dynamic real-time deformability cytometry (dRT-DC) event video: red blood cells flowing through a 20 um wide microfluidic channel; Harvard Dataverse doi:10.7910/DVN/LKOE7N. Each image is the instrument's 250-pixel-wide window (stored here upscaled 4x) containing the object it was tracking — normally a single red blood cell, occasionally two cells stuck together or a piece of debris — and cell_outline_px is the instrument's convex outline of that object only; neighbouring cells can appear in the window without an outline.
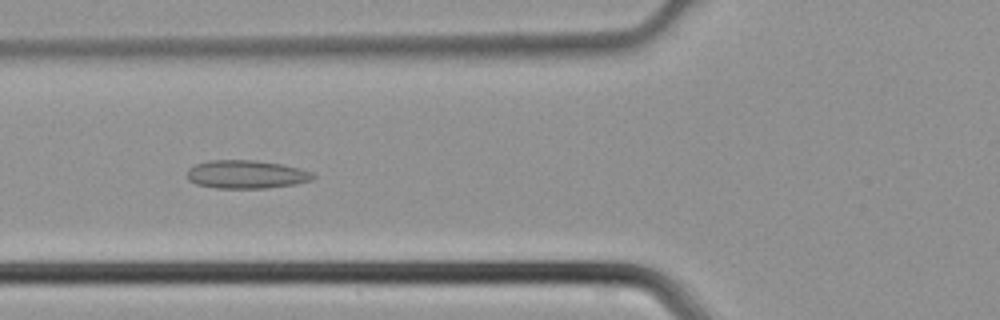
{"species": "common noctule bat (a hibernating species)", "species_latin": "Nyctalus noctula", "temperature_condition": "cold", "stored_images_in_passage": 35, "camera_frame_rate_fps": 3000, "um_per_image_px": 0.085, "animal": {"sex": "male", "body_mass_g": 21.5, "forearm_length_mm": 52.0}, "frame": {"image": 1, "passage_image": 8, "time_ms": 2.333, "image_size_px": [1000, 320], "cell_outline_px": [[316, 176], [312, 180], [296, 184], [268, 188], [216, 188], [196, 184], [188, 180], [188, 168], [196, 164], [208, 160], [256, 160], [280, 164], [300, 168], [312, 172]], "centroid_in_image_um": [20.95, 14.82], "position_along_channel_um": 104.9, "area_um2": 20.87}}
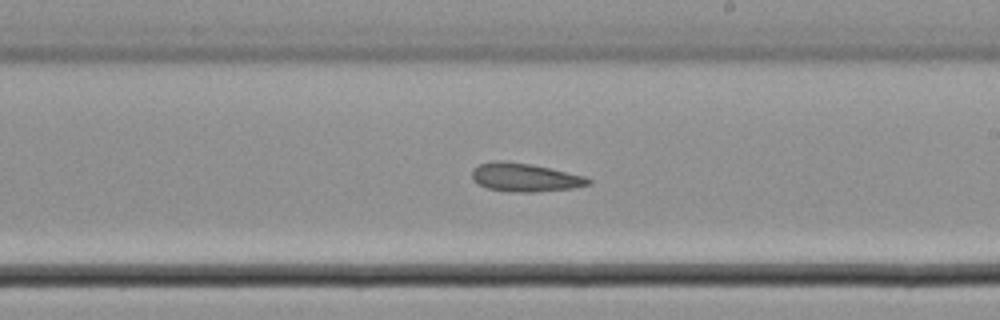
{"frame": {"image": 2, "passage_image": 17, "time_ms": 5.333, "image_size_px": [1000, 320], "cell_outline_px": [[592, 184], [572, 188], [536, 192], [516, 192], [488, 188], [472, 180], [472, 168], [480, 164], [496, 160], [504, 160], [532, 164], [584, 176], [592, 180]], "centroid_in_image_um": [44.61, 15.07], "position_along_channel_um": 244.4, "area_um2": 19.25}}
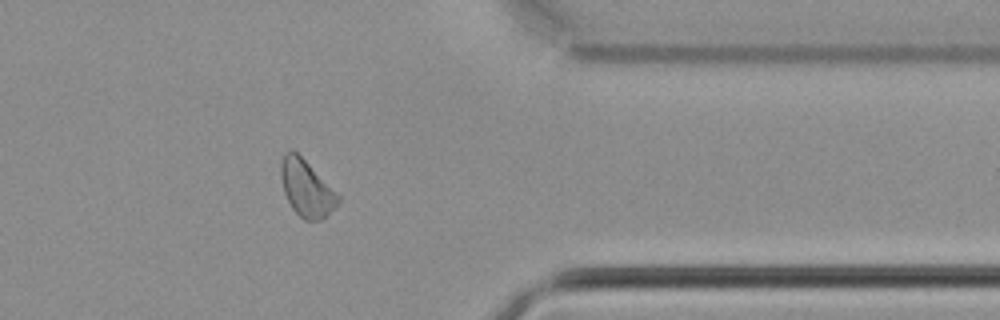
{"frame": {"image": 3, "passage_image": 27, "time_ms": 8.667, "image_size_px": [1000, 320], "cell_outline_px": [[340, 200], [324, 220], [304, 220], [292, 208], [284, 192], [280, 176], [280, 160], [284, 152], [292, 148], [340, 196]], "centroid_in_image_um": [26.02, 16.0], "position_along_channel_um": 385.4, "area_um2": 18.67}}